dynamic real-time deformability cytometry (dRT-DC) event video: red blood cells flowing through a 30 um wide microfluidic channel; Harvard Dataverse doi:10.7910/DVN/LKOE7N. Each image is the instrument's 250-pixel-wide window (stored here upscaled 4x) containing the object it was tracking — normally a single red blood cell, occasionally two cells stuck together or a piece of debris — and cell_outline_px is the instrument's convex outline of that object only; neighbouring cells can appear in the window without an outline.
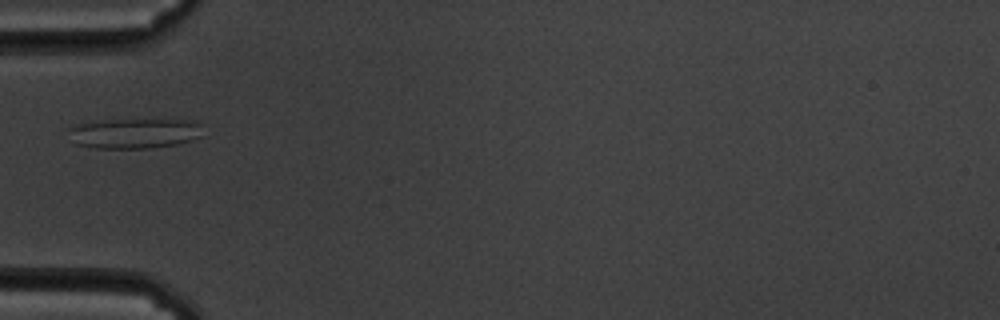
{"species": "common noctule bat (a hibernating species)", "species_latin": "Nyctalus noctula", "temperature_condition": "cold", "stored_images_in_passage": 26, "camera_frame_rate_fps": 3000, "um_per_image_px": 0.085, "animal": {"sex": "male", "body_mass_g": 19.5, "forearm_length_mm": 54.6}, "frame": {"image": 1, "passage_image": 1, "time_ms": 0.0, "image_size_px": [1000, 320], "cell_outline_px": [[204, 136], [176, 144], [148, 148], [96, 148], [76, 144], [68, 128], [80, 124], [108, 120], [184, 116], [196, 120], [204, 124]], "centroid_in_image_um": [11.68, 11.26], "position_along_channel_um": 73.3, "area_um2": 24.74}}